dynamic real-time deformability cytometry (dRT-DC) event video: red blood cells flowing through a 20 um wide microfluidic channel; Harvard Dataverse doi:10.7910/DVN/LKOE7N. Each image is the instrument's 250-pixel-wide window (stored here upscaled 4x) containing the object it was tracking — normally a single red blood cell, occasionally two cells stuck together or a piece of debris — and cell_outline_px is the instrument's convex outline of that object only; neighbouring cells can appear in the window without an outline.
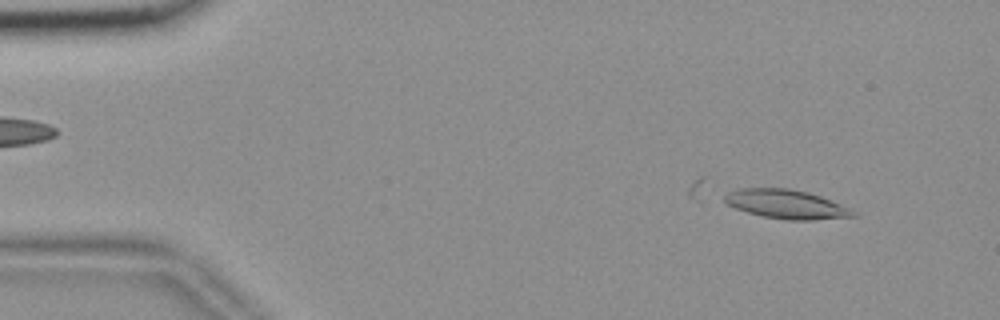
{"species": "common noctule bat (a hibernating species)", "species_latin": "Nyctalus noctula", "temperature_condition": "room temperature", "stored_images_in_passage": 30, "camera_frame_rate_fps": 3000, "um_per_image_px": 0.085, "animal": {"sex": "female", "body_mass_g": 18.4}, "frame": {"image": 1, "passage_image": 5, "time_ms": 1.333, "image_size_px": [1000, 320], "cell_outline_px": [[860, 216], [812, 220], [784, 220], [764, 216], [748, 212], [736, 208], [728, 204], [724, 200], [724, 196], [728, 192], [736, 188], [788, 188], [808, 192], [820, 196], [852, 208], [860, 212]], "centroid_in_image_um": [66.91, 17.36], "position_along_channel_um": 18.1, "area_um2": 21.96}}
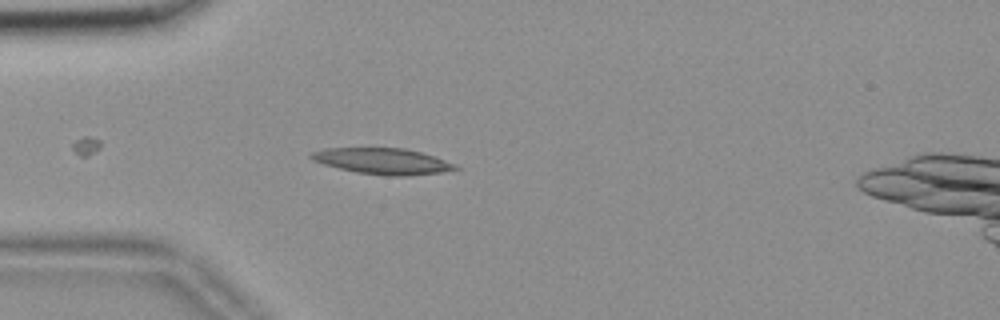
{"frame": {"image": 2, "passage_image": 15, "time_ms": 4.667, "image_size_px": [1000, 320], "cell_outline_px": [[460, 168], [440, 172], [412, 176], [388, 176], [356, 172], [324, 164], [312, 160], [308, 156], [312, 152], [324, 148], [404, 148], [420, 152], [456, 164]], "centroid_in_image_um": [32.5, 13.7], "position_along_channel_um": 52.5, "area_um2": 21.73}}
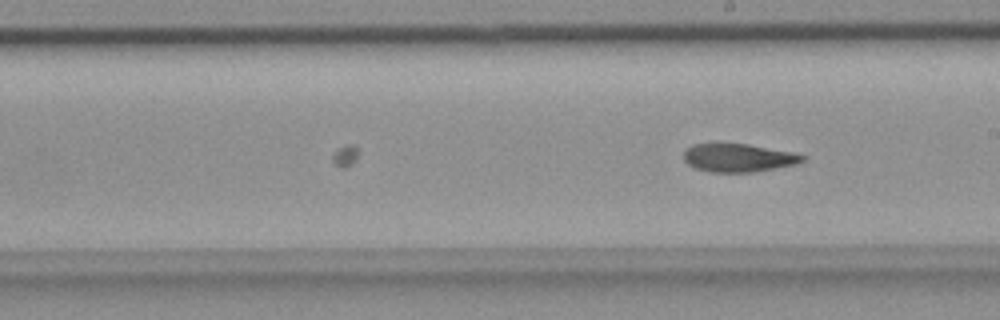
{"frame": {"image": 3, "passage_image": 30, "time_ms": 9.667, "image_size_px": [1000, 320], "cell_outline_px": [[804, 160], [796, 164], [756, 172], [708, 172], [696, 168], [688, 164], [684, 160], [684, 152], [692, 144], [748, 144], [792, 152], [804, 156]], "centroid_in_image_um": [62.75, 13.42], "position_along_channel_um": 226.2, "area_um2": 19.36}}